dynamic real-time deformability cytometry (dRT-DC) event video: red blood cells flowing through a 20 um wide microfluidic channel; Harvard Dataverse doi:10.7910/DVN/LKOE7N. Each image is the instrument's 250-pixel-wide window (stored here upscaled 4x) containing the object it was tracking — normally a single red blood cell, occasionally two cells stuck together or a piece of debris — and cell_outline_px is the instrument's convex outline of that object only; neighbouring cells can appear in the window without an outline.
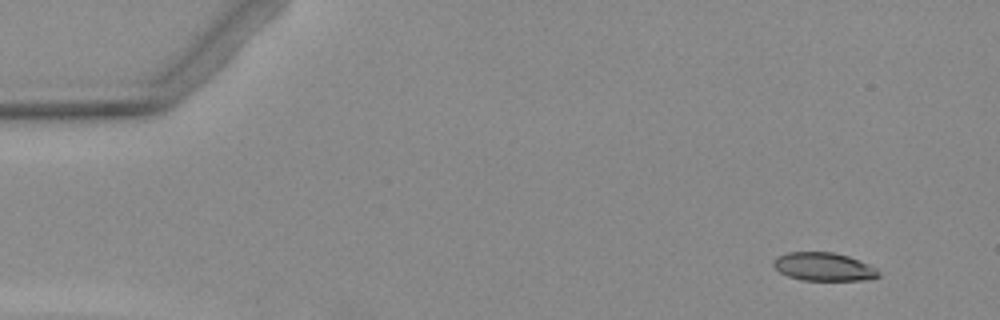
{"species": "Egyptian fruit bat (a non-hibernating species)", "species_latin": "Rousettus aegyptiacus", "temperature_condition": "warm", "stored_images_in_passage": 4, "camera_frame_rate_fps": 3000, "um_per_image_px": 0.085, "animal": {"sex": "female"}, "frame": {"image": 1, "passage_image": 1, "time_ms": 0.0, "image_size_px": [1000, 320], "cell_outline_px": [[880, 276], [864, 280], [804, 280], [788, 276], [780, 272], [772, 264], [772, 260], [776, 256], [788, 252], [832, 252], [848, 256], [876, 268], [880, 272]], "centroid_in_image_um": [69.98, 22.67], "position_along_channel_um": 15.0, "area_um2": 17.22}}
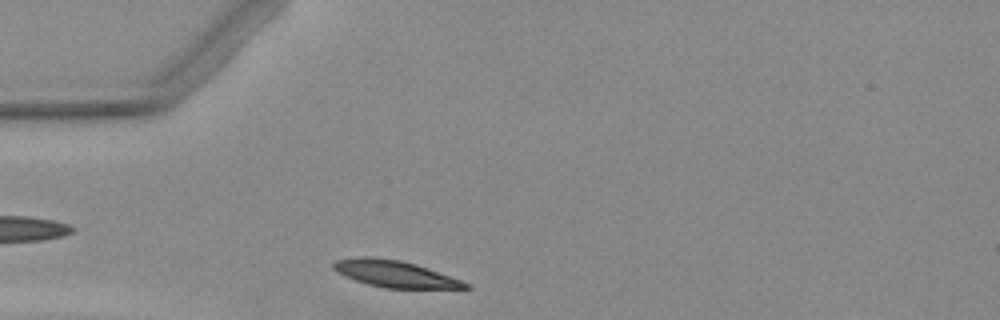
{"frame": {"image": 2, "passage_image": 4, "time_ms": 4.667, "image_size_px": [1000, 320], "cell_outline_px": [[472, 288], [384, 288], [368, 284], [344, 276], [336, 272], [332, 268], [332, 264], [336, 260], [360, 256], [368, 256], [400, 260], [416, 264], [472, 284]], "centroid_in_image_um": [33.54, 23.27], "position_along_channel_um": 51.5, "area_um2": 20.46}}